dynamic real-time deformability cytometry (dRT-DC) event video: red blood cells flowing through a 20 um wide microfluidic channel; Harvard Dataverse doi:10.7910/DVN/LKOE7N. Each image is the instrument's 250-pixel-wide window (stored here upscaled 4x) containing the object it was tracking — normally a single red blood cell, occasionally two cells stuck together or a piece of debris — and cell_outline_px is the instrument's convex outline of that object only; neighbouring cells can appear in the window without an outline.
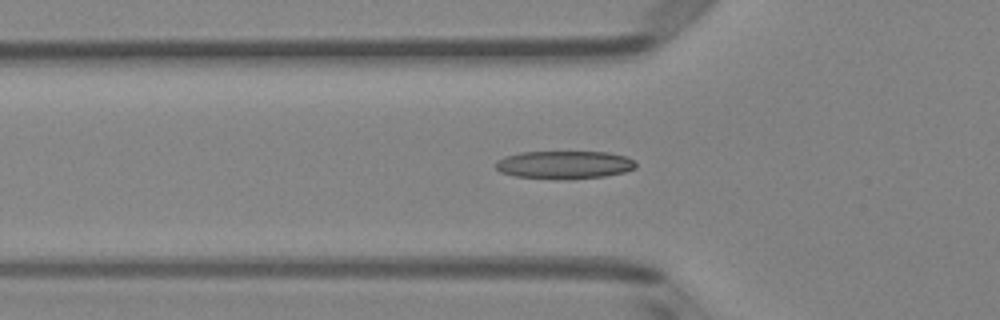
{"species": "Egyptian fruit bat (a non-hibernating species)", "species_latin": "Rousettus aegyptiacus", "temperature_condition": "room temperature", "stored_images_in_passage": 47, "camera_frame_rate_fps": 3000, "um_per_image_px": 0.085, "animal": {"sex": "female"}, "frame": {"image": 1, "passage_image": 16, "time_ms": 5.0, "image_size_px": [1000, 320], "cell_outline_px": [[636, 168], [624, 172], [604, 176], [516, 176], [500, 172], [496, 168], [496, 160], [504, 156], [520, 152], [608, 152], [624, 156], [636, 160]], "centroid_in_image_um": [47.98, 13.94], "position_along_channel_um": 77.8, "area_um2": 21.73}}
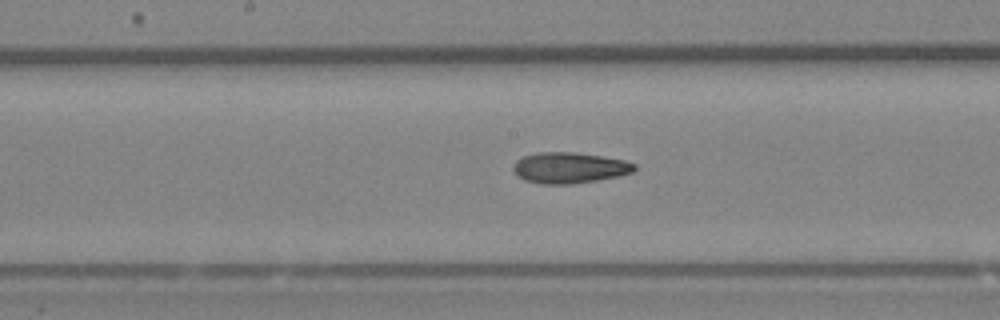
{"frame": {"image": 2, "passage_image": 25, "time_ms": 8.0, "image_size_px": [1000, 320], "cell_outline_px": [[636, 168], [632, 172], [620, 176], [596, 180], [568, 184], [540, 184], [524, 180], [512, 168], [512, 164], [516, 160], [524, 156], [536, 152], [576, 152], [604, 156], [624, 160], [636, 164]], "centroid_in_image_um": [48.4, 14.25], "position_along_channel_um": 199.8, "area_um2": 21.91}}
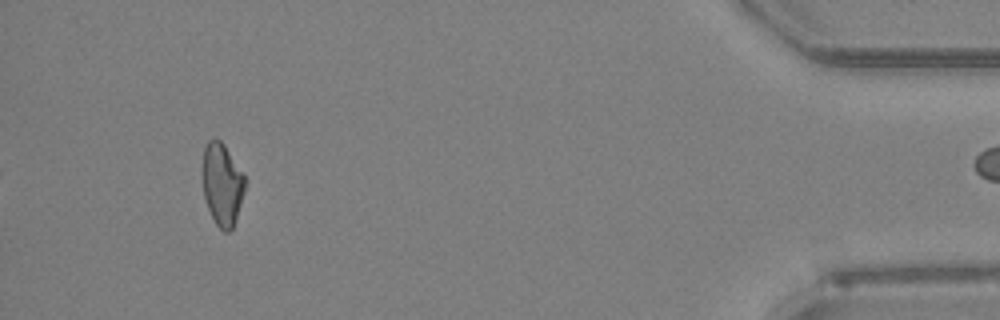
{"frame": {"image": 3, "passage_image": 46, "time_ms": 15.0, "image_size_px": [1000, 320], "cell_outline_px": [[244, 192], [232, 228], [228, 232], [224, 232], [216, 224], [208, 208], [204, 196], [200, 176], [200, 164], [204, 148], [208, 140], [216, 136], [224, 144], [244, 172]], "centroid_in_image_um": [18.83, 15.57], "position_along_channel_um": 416.4, "area_um2": 20.87}}